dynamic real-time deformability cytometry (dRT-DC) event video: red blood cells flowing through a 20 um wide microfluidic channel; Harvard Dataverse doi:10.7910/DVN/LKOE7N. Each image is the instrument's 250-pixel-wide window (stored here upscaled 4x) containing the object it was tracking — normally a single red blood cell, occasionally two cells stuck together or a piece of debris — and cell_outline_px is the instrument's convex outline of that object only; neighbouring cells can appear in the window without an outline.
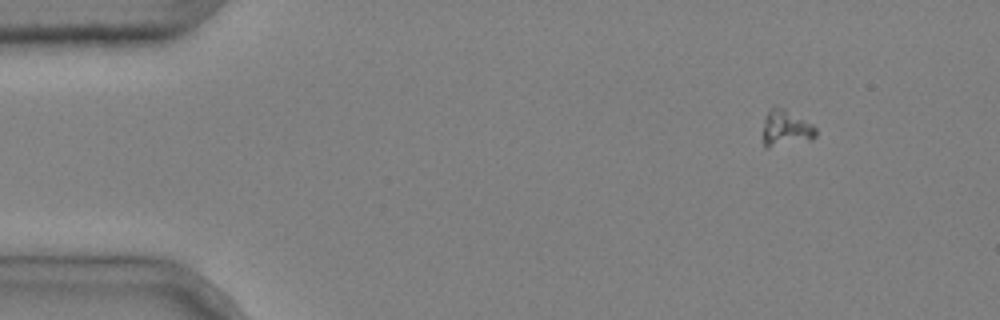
{"species": "common noctule bat (a hibernating species)", "species_latin": "Nyctalus noctula", "temperature_condition": "cold", "stored_images_in_passage": 4, "camera_frame_rate_fps": 3000, "um_per_image_px": 0.085, "animal": {"sex": "male", "body_mass_g": 20.4}, "frame": {"image": 1, "passage_image": 1, "time_ms": 0.0, "image_size_px": [1000, 320], "cell_outline_px": [[816, 136], [812, 140], [768, 148], [764, 148], [764, 116], [772, 108], [784, 108], [812, 124], [816, 128]], "centroid_in_image_um": [66.81, 10.93], "position_along_channel_um": 18.2, "area_um2": 11.1}}
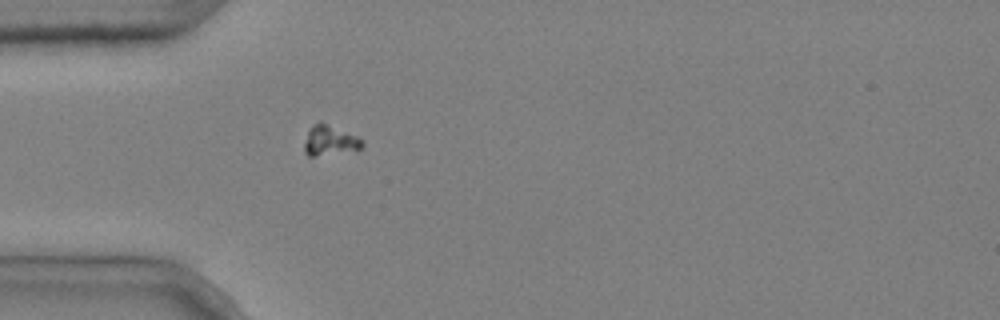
{"frame": {"image": 2, "passage_image": 4, "time_ms": 1.0, "image_size_px": [1000, 320], "cell_outline_px": [[364, 148], [356, 152], [312, 156], [308, 156], [304, 152], [304, 144], [308, 128], [316, 124], [324, 124], [360, 136], [364, 140]], "centroid_in_image_um": [28.12, 12.0], "position_along_channel_um": 56.9, "area_um2": 10.4}}